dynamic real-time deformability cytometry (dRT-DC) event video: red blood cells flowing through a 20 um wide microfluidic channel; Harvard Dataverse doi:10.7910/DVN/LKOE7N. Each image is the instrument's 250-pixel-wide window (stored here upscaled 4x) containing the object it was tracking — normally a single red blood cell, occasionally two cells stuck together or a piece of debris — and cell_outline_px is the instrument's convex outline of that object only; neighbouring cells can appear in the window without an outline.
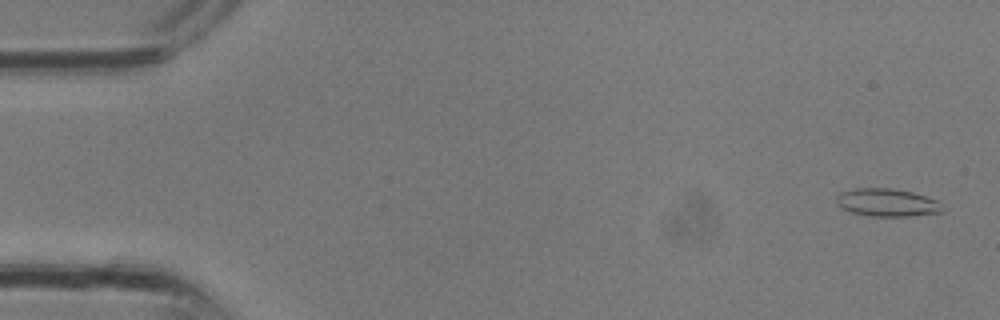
{"species": "common noctule bat (a hibernating species)", "species_latin": "Nyctalus noctula", "temperature_condition": "room temperature", "stored_images_in_passage": 10, "camera_frame_rate_fps": 3000, "um_per_image_px": 0.085, "animal": {"sex": "male", "body_mass_g": 13.3}, "frame": {"image": 1, "passage_image": 2, "time_ms": 0.333, "image_size_px": [1000, 320], "cell_outline_px": [[944, 208], [940, 212], [908, 216], [868, 216], [852, 212], [840, 208], [836, 204], [836, 196], [840, 192], [856, 188], [892, 188], [912, 192], [936, 200]], "centroid_in_image_um": [75.34, 17.21], "position_along_channel_um": 9.7, "area_um2": 17.17}}
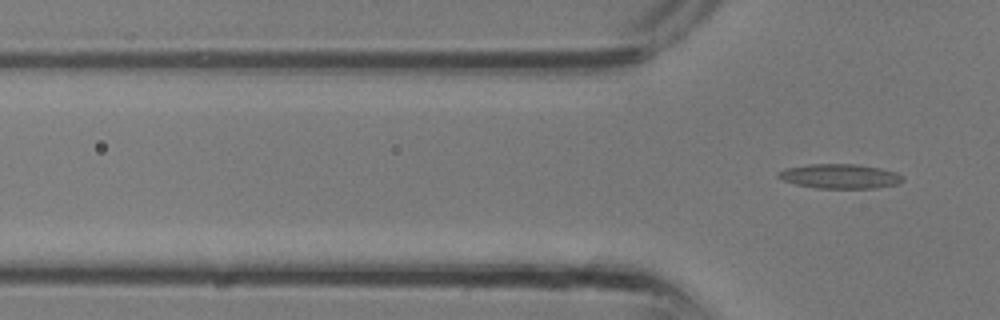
{"frame": {"image": 2, "passage_image": 10, "time_ms": 3.0, "image_size_px": [1000, 320], "cell_outline_px": [[904, 180], [896, 184], [876, 188], [816, 188], [796, 184], [784, 180], [776, 176], [784, 168], [808, 164], [856, 164], [880, 168], [896, 172], [904, 176]], "centroid_in_image_um": [71.41, 14.98], "position_along_channel_um": 54.4, "area_um2": 17.74}}